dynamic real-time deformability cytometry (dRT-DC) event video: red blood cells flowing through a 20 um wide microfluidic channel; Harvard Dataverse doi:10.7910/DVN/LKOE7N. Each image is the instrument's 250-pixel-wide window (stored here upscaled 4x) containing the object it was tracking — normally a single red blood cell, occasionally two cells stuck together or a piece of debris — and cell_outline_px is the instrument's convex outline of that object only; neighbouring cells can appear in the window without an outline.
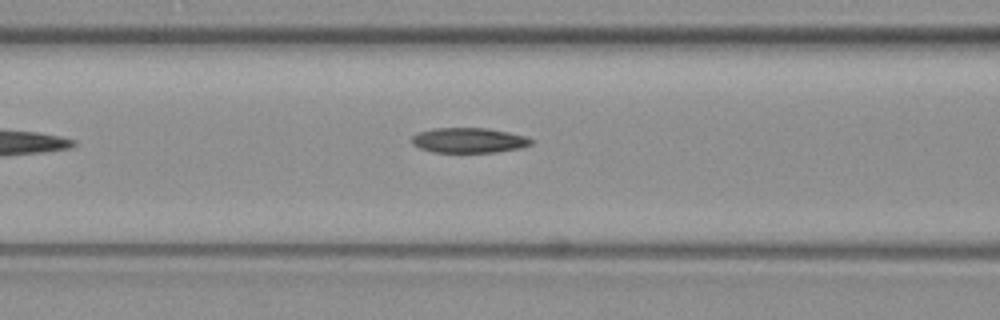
{"species": "common noctule bat (a hibernating species)", "species_latin": "Nyctalus noctula", "temperature_condition": "warm", "stored_images_in_passage": 6, "camera_frame_rate_fps": 3000, "um_per_image_px": 0.085, "animal": {"sex": "female", "body_mass_g": 19.3, "forearm_length_mm": 54.1}, "frame": {"image": 1, "passage_image": 6, "time_ms": 1.667, "image_size_px": [1000, 320], "cell_outline_px": [[532, 144], [520, 148], [496, 152], [432, 152], [420, 148], [412, 144], [412, 136], [420, 132], [432, 128], [488, 128], [508, 132], [524, 136], [532, 140]], "centroid_in_image_um": [39.83, 11.92], "position_along_channel_um": 126.8, "area_um2": 17.34}}